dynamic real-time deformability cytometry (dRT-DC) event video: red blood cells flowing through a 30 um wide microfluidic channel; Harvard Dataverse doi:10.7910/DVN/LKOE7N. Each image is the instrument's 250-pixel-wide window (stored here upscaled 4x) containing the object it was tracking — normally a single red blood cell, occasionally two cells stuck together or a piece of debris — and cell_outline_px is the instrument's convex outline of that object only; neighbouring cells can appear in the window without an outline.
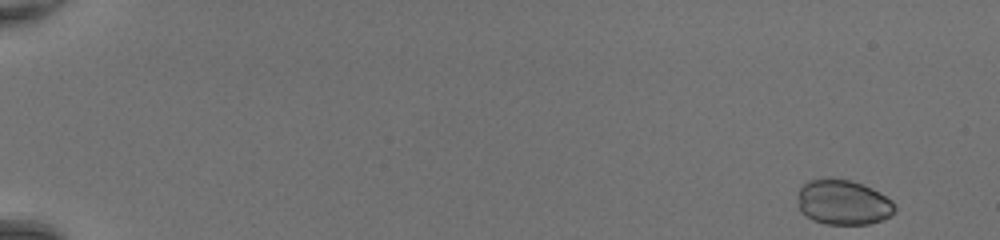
{"species": "common noctule bat (a hibernating species)", "species_latin": "Nyctalus noctula", "temperature_condition": "room temperature", "stored_images_in_passage": 47, "camera_frame_rate_fps": 3000, "um_per_image_px": 0.085, "animal": {"sex": "female", "body_mass_g": 20.0, "forearm_length_mm": 54.0}, "frame": {"image": 1, "passage_image": 1, "time_ms": 0.0, "image_size_px": [1000, 240], "cell_outline_px": [[896, 208], [888, 216], [880, 220], [868, 224], [824, 224], [804, 216], [800, 212], [800, 188], [808, 180], [832, 176], [852, 180], [872, 188], [892, 200]], "centroid_in_image_um": [71.66, 17.17], "position_along_channel_um": 13.3, "area_um2": 25.55}}
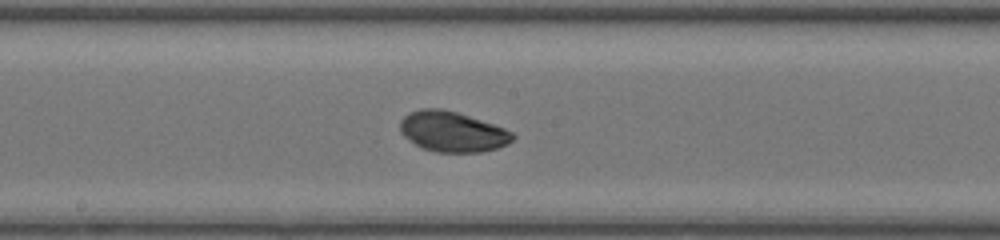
{"frame": {"image": 2, "passage_image": 27, "time_ms": 8.667, "image_size_px": [1000, 240], "cell_outline_px": [[516, 136], [508, 144], [496, 148], [480, 152], [436, 152], [424, 148], [416, 144], [404, 136], [400, 132], [400, 120], [408, 112], [420, 108], [440, 108], [456, 112], [504, 128], [512, 132]], "centroid_in_image_um": [38.43, 11.18], "position_along_channel_um": 209.8, "area_um2": 26.3}}
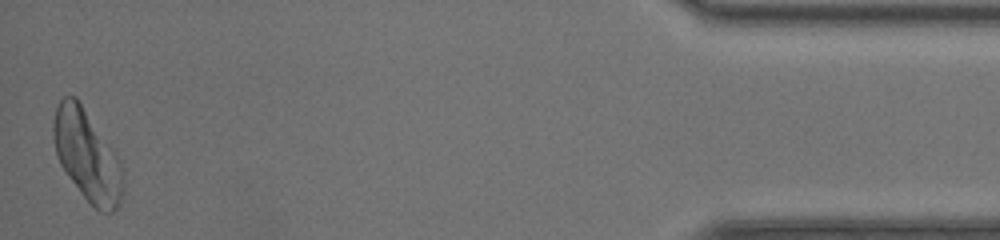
{"frame": {"image": 3, "passage_image": 47, "time_ms": 15.333, "image_size_px": [1000, 240], "cell_outline_px": [[124, 188], [120, 204], [112, 212], [100, 212], [84, 196], [68, 176], [60, 164], [56, 152], [52, 132], [52, 124], [56, 108], [60, 100], [64, 96], [76, 96], [112, 148], [120, 160], [124, 172]], "centroid_in_image_um": [7.42, 13.23], "position_along_channel_um": 427.8, "area_um2": 36.7}, "authors_computed_cell_mechanics": {"area_um2": 26.5302, "velocity_mm_per_s": 4.3991, "shape_relaxation_time_tau1_ms": 0.8918, "shape_relaxation_time_tau2_ms": null, "deformation_change_tau1": 0.0441, "deformation_change_tau2": null}}